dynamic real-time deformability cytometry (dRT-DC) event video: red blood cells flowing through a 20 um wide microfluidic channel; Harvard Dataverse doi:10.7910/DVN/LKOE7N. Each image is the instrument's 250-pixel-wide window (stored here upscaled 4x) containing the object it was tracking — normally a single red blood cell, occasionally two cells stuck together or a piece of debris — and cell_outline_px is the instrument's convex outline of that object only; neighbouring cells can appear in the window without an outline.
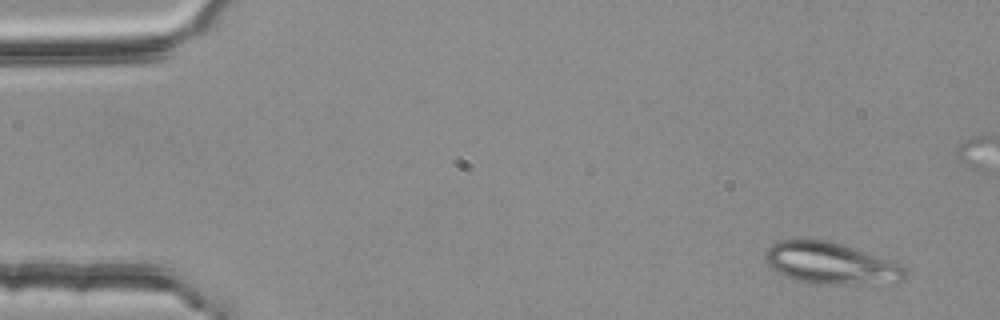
{"species": "common noctule bat (a hibernating species)", "species_latin": "Nyctalus noctula", "temperature_condition": "room temperature", "stored_images_in_passage": 5, "camera_frame_rate_fps": 3000, "um_per_image_px": 0.085, "animal": {"sex": "female", "body_mass_g": 25.1}, "frame": {"image": 1, "passage_image": 1, "time_ms": 0.0, "image_size_px": [1000, 320], "cell_outline_px": [[908, 272], [904, 280], [896, 284], [812, 284], [796, 280], [784, 276], [776, 272], [764, 260], [764, 252], [772, 244], [780, 240], [828, 240], [900, 264], [908, 268]], "centroid_in_image_um": [70.64, 22.42], "position_along_channel_um": 14.4, "area_um2": 34.22}}